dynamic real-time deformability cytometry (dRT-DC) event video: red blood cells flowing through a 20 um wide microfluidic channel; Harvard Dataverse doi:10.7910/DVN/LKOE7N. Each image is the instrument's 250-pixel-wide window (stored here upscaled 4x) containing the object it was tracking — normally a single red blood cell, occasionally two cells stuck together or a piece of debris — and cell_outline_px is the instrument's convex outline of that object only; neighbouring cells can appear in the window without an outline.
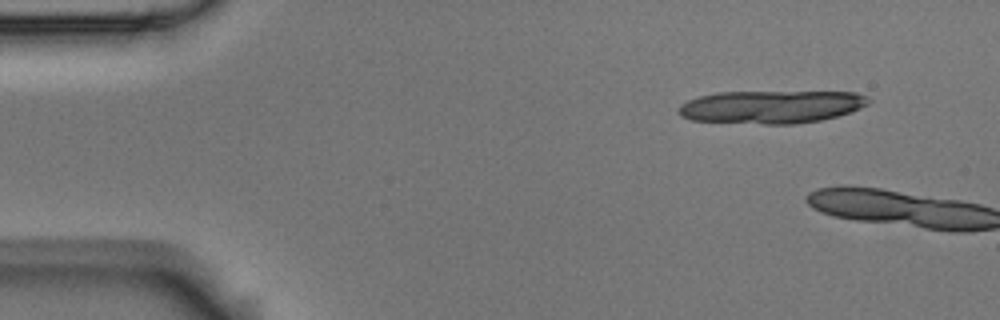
{"species": "Egyptian fruit bat (a non-hibernating species)", "species_latin": "Rousettus aegyptiacus", "temperature_condition": "room temperature", "stored_images_in_passage": 3, "camera_frame_rate_fps": 3000, "um_per_image_px": 0.085, "animal": {"sex": "male"}, "frame": {"image": 1, "passage_image": 2, "time_ms": 0.333, "image_size_px": [1000, 320], "cell_outline_px": [[872, 100], [868, 104], [860, 108], [836, 116], [820, 120], [796, 124], [764, 124], [692, 120], [680, 116], [680, 104], [688, 100], [700, 96], [716, 92], [856, 92]], "centroid_in_image_um": [65.55, 9.08], "position_along_channel_um": 19.4, "area_um2": 36.24}}